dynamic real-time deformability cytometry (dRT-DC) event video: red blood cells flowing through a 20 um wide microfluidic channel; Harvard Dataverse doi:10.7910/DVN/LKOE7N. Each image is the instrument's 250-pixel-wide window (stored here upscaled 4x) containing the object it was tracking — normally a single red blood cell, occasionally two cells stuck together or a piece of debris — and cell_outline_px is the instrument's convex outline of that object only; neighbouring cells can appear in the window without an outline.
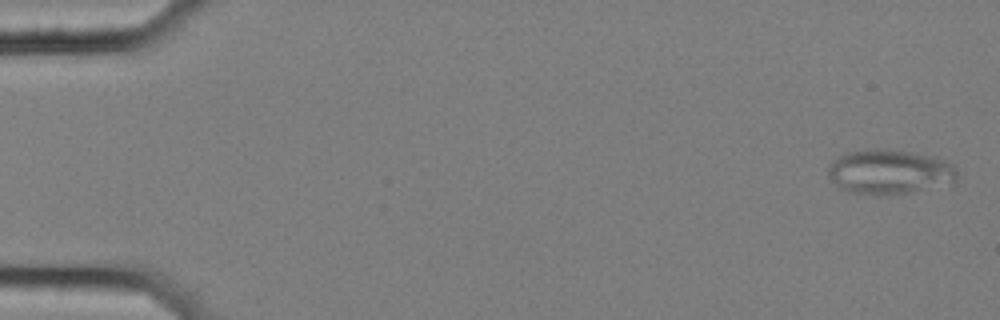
{"species": "common noctule bat (a hibernating species)", "species_latin": "Nyctalus noctula", "temperature_condition": "cold", "stored_images_in_passage": 56, "segment_of_instrument_passage": [1, 2], "camera_frame_rate_fps": 3000, "um_per_image_px": 0.085, "animal": {"sex": "female", "body_mass_g": 25.1}, "frame": {"image": 1, "passage_image": 1, "time_ms": 0.0, "image_size_px": [1000, 320], "cell_outline_px": [[960, 176], [956, 180], [908, 192], [876, 196], [852, 192], [840, 188], [828, 176], [828, 164], [832, 160], [844, 152], [876, 148], [884, 148], [936, 156], [952, 164], [956, 168]], "centroid_in_image_um": [75.55, 14.58], "position_along_channel_um": 9.4, "area_um2": 33.58}}
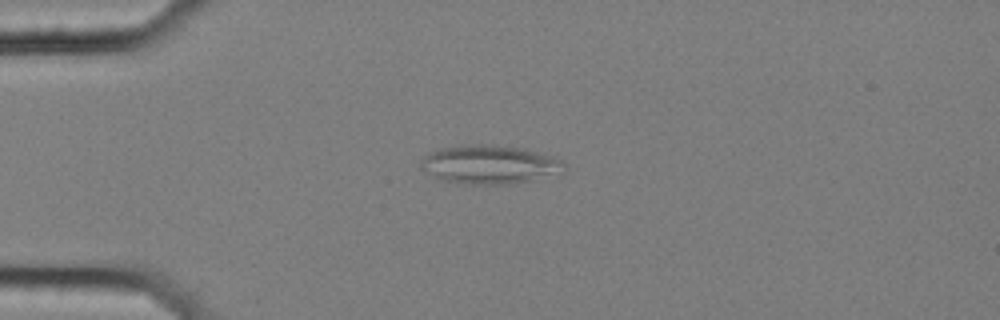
{"frame": {"image": 2, "passage_image": 14, "time_ms": 4.333, "image_size_px": [1000, 320], "cell_outline_px": [[568, 164], [564, 172], [532, 180], [512, 184], [460, 184], [440, 180], [420, 168], [420, 160], [424, 156], [440, 148], [460, 144], [492, 144], [520, 148], [552, 156]], "centroid_in_image_um": [41.6, 13.99], "position_along_channel_um": 43.4, "area_um2": 32.71}}